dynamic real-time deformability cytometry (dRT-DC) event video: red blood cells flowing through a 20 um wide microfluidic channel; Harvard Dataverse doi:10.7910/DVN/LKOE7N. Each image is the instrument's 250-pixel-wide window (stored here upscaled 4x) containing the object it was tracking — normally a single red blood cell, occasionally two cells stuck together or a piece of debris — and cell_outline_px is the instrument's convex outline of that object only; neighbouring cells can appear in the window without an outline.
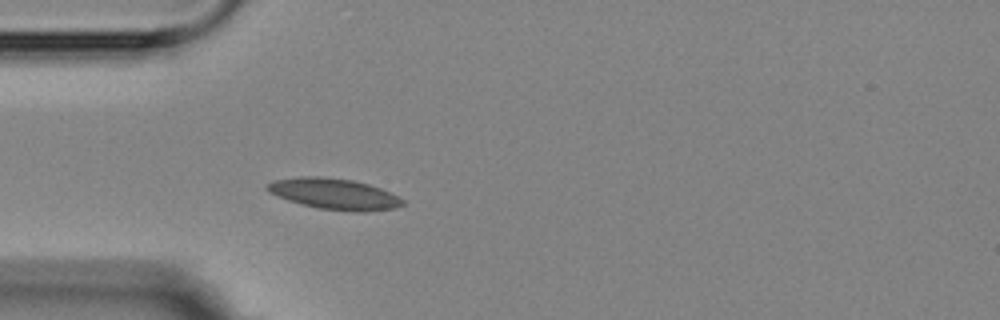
{"species": "Egyptian fruit bat (a non-hibernating species)", "species_latin": "Rousettus aegyptiacus", "temperature_condition": "room temperature", "stored_images_in_passage": 4, "camera_frame_rate_fps": 3000, "um_per_image_px": 0.085, "animal": {"sex": "female"}, "frame": {"image": 1, "passage_image": 4, "time_ms": 3.667, "image_size_px": [1000, 320], "cell_outline_px": [[404, 204], [396, 208], [364, 212], [352, 212], [316, 208], [300, 204], [288, 200], [268, 192], [264, 188], [268, 184], [276, 180], [304, 176], [316, 176], [352, 180], [368, 184], [380, 188], [404, 200]], "centroid_in_image_um": [28.4, 16.5], "position_along_channel_um": 56.6, "area_um2": 24.33}}